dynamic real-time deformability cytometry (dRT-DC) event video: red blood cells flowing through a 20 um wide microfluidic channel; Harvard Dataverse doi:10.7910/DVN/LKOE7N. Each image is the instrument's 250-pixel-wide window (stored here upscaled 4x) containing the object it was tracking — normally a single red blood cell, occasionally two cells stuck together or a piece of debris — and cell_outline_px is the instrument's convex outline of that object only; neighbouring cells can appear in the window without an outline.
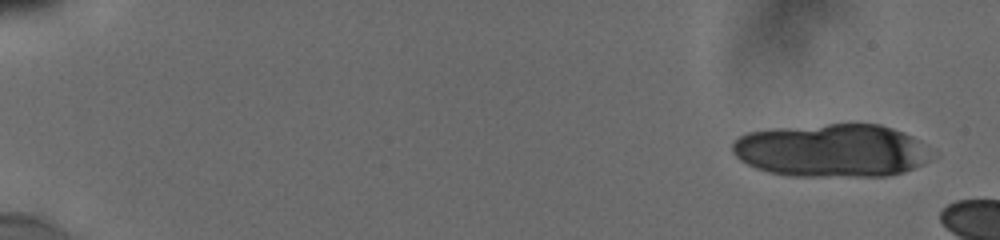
{"species": "human", "species_latin": "Homo sapiens", "temperature_condition": "cold", "stored_images_in_passage": 12, "camera_frame_rate_fps": 3000, "um_per_image_px": 0.085, "donor": {"sex": "male"}, "frame": {"image": 1, "passage_image": 1, "time_ms": 0.0, "image_size_px": [1000, 240], "cell_outline_px": [[920, 164], [912, 168], [888, 176], [792, 176], [768, 172], [756, 168], [740, 160], [732, 152], [732, 144], [740, 136], [748, 132], [772, 128], [828, 124], [880, 124], [904, 132], [920, 140]], "centroid_in_image_um": [70.52, 12.78], "position_along_channel_um": 14.5, "area_um2": 60.52}}